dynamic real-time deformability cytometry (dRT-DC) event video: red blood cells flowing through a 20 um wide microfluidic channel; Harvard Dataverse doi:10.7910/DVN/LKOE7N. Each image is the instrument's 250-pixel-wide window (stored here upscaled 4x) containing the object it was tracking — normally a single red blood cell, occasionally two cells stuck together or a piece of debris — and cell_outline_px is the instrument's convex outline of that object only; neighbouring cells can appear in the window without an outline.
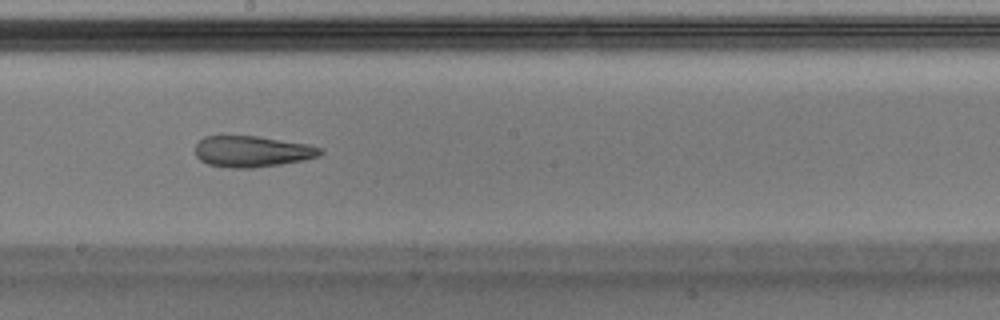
{"species": "Egyptian fruit bat (a non-hibernating species)", "species_latin": "Rousettus aegyptiacus", "temperature_condition": "warm", "stored_images_in_passage": 36, "camera_frame_rate_fps": 3000, "um_per_image_px": 0.085, "animal": {"sex": "male"}, "frame": {"image": 1, "passage_image": 16, "time_ms": 5.0, "image_size_px": [1000, 320], "cell_outline_px": [[324, 152], [320, 156], [304, 160], [280, 164], [252, 168], [232, 168], [208, 164], [200, 160], [196, 156], [196, 144], [204, 136], [256, 136], [308, 144], [324, 148]], "centroid_in_image_um": [21.47, 12.87], "position_along_channel_um": 226.7, "area_um2": 22.72}}
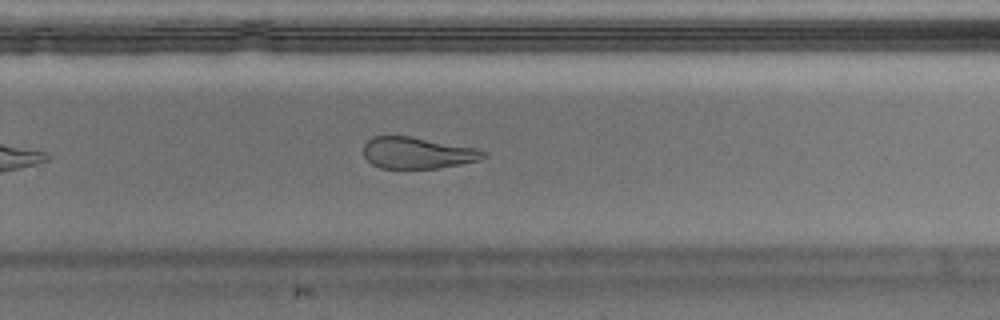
{"frame": {"image": 2, "passage_image": 21, "time_ms": 6.667, "image_size_px": [1000, 320], "cell_outline_px": [[488, 156], [480, 160], [460, 164], [436, 168], [380, 168], [372, 164], [364, 156], [364, 144], [372, 136], [412, 136], [480, 148], [488, 152]], "centroid_in_image_um": [35.55, 12.98], "position_along_channel_um": 294.3, "area_um2": 22.31}, "authors_computed_cell_mechanics": {"area_um2": 24.1026, "velocity_mm_per_s": 4.0763, "shape_relaxation_time_tau1_ms": null, "shape_relaxation_time_tau2_ms": 3.2526, "deformation_change_tau1": null, "deformation_change_tau2": 0.123}}